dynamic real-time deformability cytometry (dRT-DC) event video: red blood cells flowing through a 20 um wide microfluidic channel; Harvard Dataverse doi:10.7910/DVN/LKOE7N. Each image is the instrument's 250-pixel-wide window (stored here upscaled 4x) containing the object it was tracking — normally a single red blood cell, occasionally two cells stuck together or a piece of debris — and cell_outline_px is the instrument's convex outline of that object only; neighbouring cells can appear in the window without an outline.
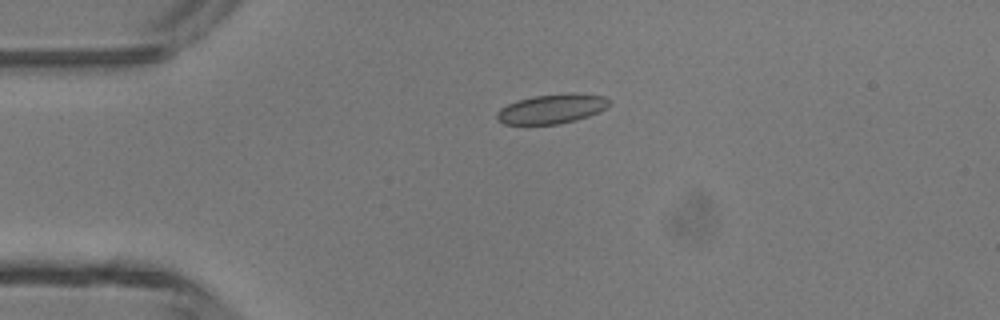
{"species": "common noctule bat (a hibernating species)", "species_latin": "Nyctalus noctula", "temperature_condition": "room temperature", "stored_images_in_passage": 37, "camera_frame_rate_fps": 3000, "um_per_image_px": 0.085, "animal": {"sex": "male", "body_mass_g": 13.3}, "frame": {"image": 1, "passage_image": 1, "time_ms": 0.0, "image_size_px": [1000, 320], "cell_outline_px": [[612, 100], [604, 108], [588, 116], [576, 120], [560, 124], [504, 124], [496, 120], [496, 112], [500, 108], [516, 100], [536, 96], [572, 92], [604, 96]], "centroid_in_image_um": [46.87, 9.25], "position_along_channel_um": 38.1, "area_um2": 19.31}}
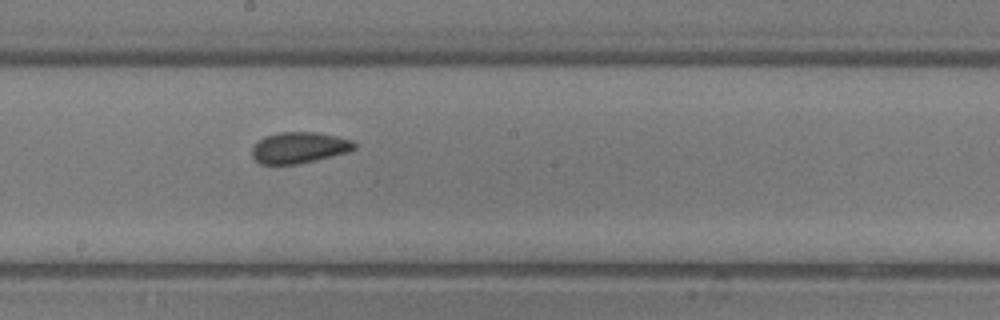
{"frame": {"image": 2, "passage_image": 16, "time_ms": 5.0, "image_size_px": [1000, 320], "cell_outline_px": [[356, 148], [348, 152], [296, 164], [260, 164], [252, 156], [252, 148], [264, 136], [280, 132], [316, 132], [336, 136], [352, 140], [356, 144]], "centroid_in_image_um": [25.43, 12.54], "position_along_channel_um": 222.8, "area_um2": 18.38}}
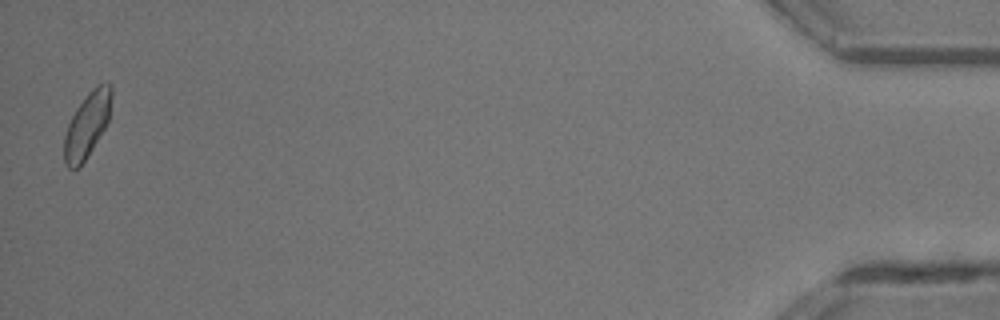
{"frame": {"image": 3, "passage_image": 37, "time_ms": 12.0, "image_size_px": [1000, 320], "cell_outline_px": [[112, 96], [108, 120], [104, 128], [80, 168], [68, 168], [64, 164], [64, 136], [68, 124], [76, 108], [88, 92], [100, 84], [112, 84]], "centroid_in_image_um": [7.38, 10.64], "position_along_channel_um": 427.8, "area_um2": 17.69}, "authors_computed_cell_mechanics": {"area_um2": 18.496, "velocity_mm_per_s": 4.3276, "shape_relaxation_time_tau1_ms": 4.3516, "shape_relaxation_time_tau2_ms": 0.7651, "deformation_change_tau1": 0.0786, "deformation_change_tau2": 0.0603}}